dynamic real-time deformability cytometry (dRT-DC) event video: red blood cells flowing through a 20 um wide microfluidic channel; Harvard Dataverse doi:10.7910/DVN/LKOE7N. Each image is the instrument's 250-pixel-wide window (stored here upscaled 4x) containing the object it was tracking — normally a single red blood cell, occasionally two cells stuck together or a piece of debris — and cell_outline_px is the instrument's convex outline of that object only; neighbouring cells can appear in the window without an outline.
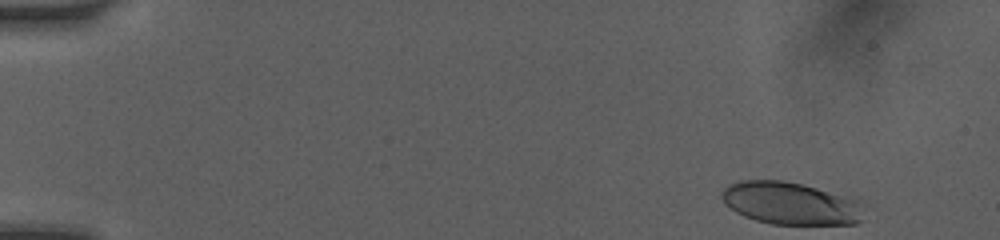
{"species": "human", "species_latin": "Homo sapiens", "temperature_condition": "room temperature", "stored_images_in_passage": 14, "camera_frame_rate_fps": 3000, "um_per_image_px": 0.085, "donor": {"sex": "female"}, "frame": {"image": 1, "passage_image": 1, "time_ms": 0.0, "image_size_px": [1000, 240], "cell_outline_px": [[860, 220], [856, 224], [772, 224], [756, 220], [744, 216], [736, 212], [720, 196], [724, 188], [728, 184], [740, 180], [784, 180], [860, 196]], "centroid_in_image_um": [67.26, 17.25], "position_along_channel_um": 17.7, "area_um2": 35.72}}
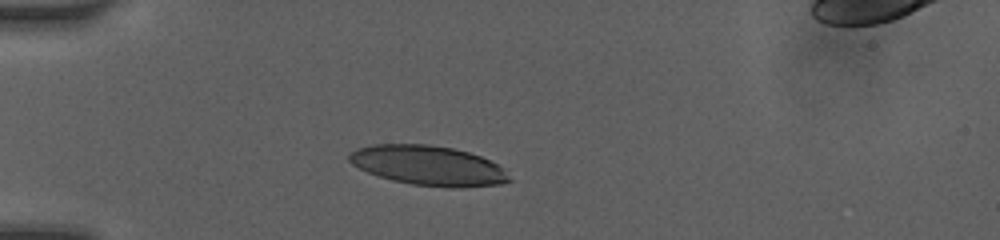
{"frame": {"image": 2, "passage_image": 9, "time_ms": 3.333, "image_size_px": [1000, 240], "cell_outline_px": [[512, 180], [500, 184], [452, 188], [448, 188], [412, 184], [392, 180], [368, 172], [352, 164], [348, 160], [348, 156], [356, 148], [372, 144], [428, 144], [452, 148], [468, 152], [480, 156], [496, 164]], "centroid_in_image_um": [36.36, 14.06], "position_along_channel_um": 48.6, "area_um2": 36.7}}
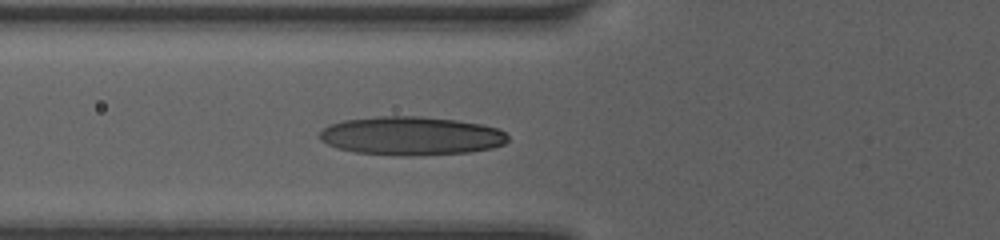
{"frame": {"image": 3, "passage_image": 14, "time_ms": 5.0, "image_size_px": [1000, 240], "cell_outline_px": [[508, 140], [504, 144], [492, 148], [468, 152], [408, 156], [400, 156], [356, 152], [336, 148], [320, 140], [316, 136], [328, 124], [344, 120], [376, 116], [420, 116], [456, 120], [484, 124], [496, 128], [504, 132], [508, 136]], "centroid_in_image_um": [34.92, 11.54], "position_along_channel_um": 90.9, "area_um2": 42.6}}